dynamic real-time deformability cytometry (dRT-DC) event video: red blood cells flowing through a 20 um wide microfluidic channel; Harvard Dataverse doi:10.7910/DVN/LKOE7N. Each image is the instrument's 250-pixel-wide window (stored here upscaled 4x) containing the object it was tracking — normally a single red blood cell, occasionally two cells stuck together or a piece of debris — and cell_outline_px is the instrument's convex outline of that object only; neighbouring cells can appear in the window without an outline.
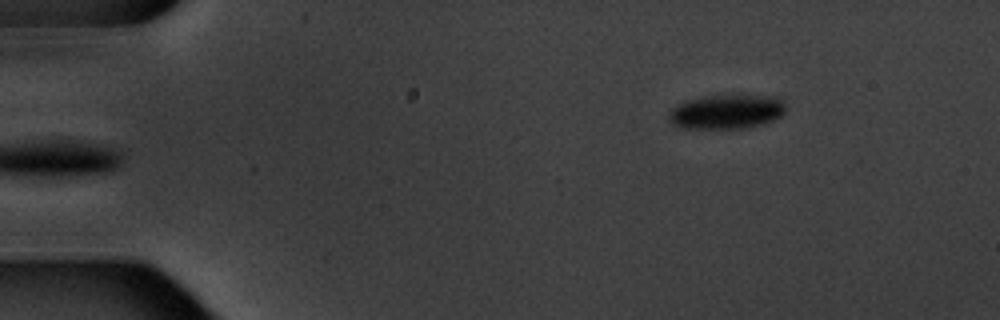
{"species": "common noctule bat (a hibernating species)", "species_latin": "Nyctalus noctula", "temperature_condition": "warm", "stored_images_in_passage": 5, "camera_frame_rate_fps": 3000, "um_per_image_px": 0.085, "animal": {"sex": "male", "body_mass_g": 20.1, "forearm_length_mm": 53.5}, "frame": {"image": 1, "passage_image": 5, "time_ms": 4.667, "image_size_px": [1000, 320], "cell_outline_px": [[784, 112], [780, 116], [764, 124], [744, 128], [684, 128], [672, 124], [668, 120], [668, 116], [672, 108], [676, 104], [688, 100], [704, 96], [736, 92], [776, 96], [784, 100]], "centroid_in_image_um": [61.79, 9.44], "position_along_channel_um": 23.2, "area_um2": 24.28}}